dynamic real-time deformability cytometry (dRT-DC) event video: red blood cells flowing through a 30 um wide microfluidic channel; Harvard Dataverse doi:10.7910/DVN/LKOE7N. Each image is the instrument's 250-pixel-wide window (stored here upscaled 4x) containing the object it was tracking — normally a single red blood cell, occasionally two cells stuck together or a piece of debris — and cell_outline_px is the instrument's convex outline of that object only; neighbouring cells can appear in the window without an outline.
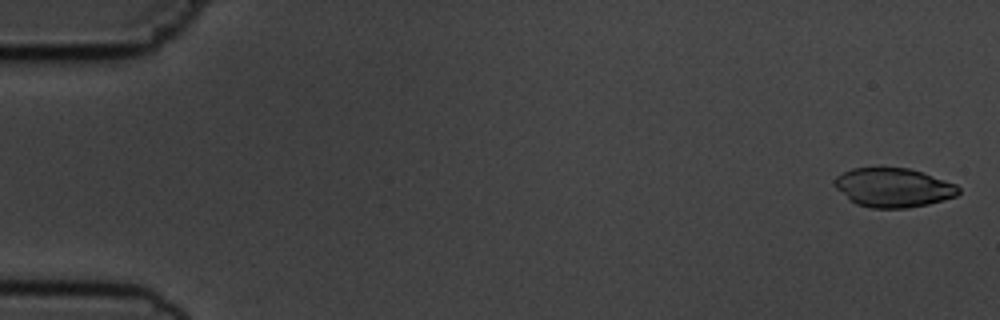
{"species": "common noctule bat (a hibernating species)", "species_latin": "Nyctalus noctula", "temperature_condition": "cold", "stored_images_in_passage": 4, "camera_frame_rate_fps": 3000, "um_per_image_px": 0.085, "animal": {"sex": "male", "body_mass_g": 19.5, "forearm_length_mm": 54.6}, "frame": {"image": 1, "passage_image": 1, "time_ms": 0.0, "image_size_px": [1000, 320], "cell_outline_px": [[960, 192], [956, 196], [944, 200], [928, 204], [908, 208], [872, 208], [856, 204], [848, 200], [832, 184], [832, 180], [836, 176], [852, 168], [908, 168], [924, 172], [956, 184], [960, 188]], "centroid_in_image_um": [75.92, 15.95], "position_along_channel_um": 9.1, "area_um2": 28.5}}